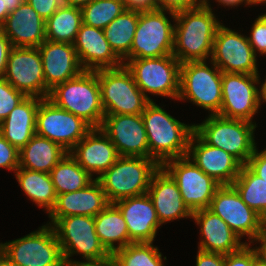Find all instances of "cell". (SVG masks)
<instances>
[{
  "mask_svg": "<svg viewBox=\"0 0 266 266\" xmlns=\"http://www.w3.org/2000/svg\"><path fill=\"white\" fill-rule=\"evenodd\" d=\"M210 2L205 0L201 7L175 13L172 54L180 63L211 59L221 21L216 18Z\"/></svg>",
  "mask_w": 266,
  "mask_h": 266,
  "instance_id": "cell-1",
  "label": "cell"
},
{
  "mask_svg": "<svg viewBox=\"0 0 266 266\" xmlns=\"http://www.w3.org/2000/svg\"><path fill=\"white\" fill-rule=\"evenodd\" d=\"M141 115L147 133L149 158L162 166L168 160L187 156L194 123L180 122L154 101Z\"/></svg>",
  "mask_w": 266,
  "mask_h": 266,
  "instance_id": "cell-2",
  "label": "cell"
},
{
  "mask_svg": "<svg viewBox=\"0 0 266 266\" xmlns=\"http://www.w3.org/2000/svg\"><path fill=\"white\" fill-rule=\"evenodd\" d=\"M48 99L58 107L82 118L92 128H100L105 116L97 70H84L77 77L56 85Z\"/></svg>",
  "mask_w": 266,
  "mask_h": 266,
  "instance_id": "cell-3",
  "label": "cell"
},
{
  "mask_svg": "<svg viewBox=\"0 0 266 266\" xmlns=\"http://www.w3.org/2000/svg\"><path fill=\"white\" fill-rule=\"evenodd\" d=\"M257 124L227 119L219 115H207L201 123H194V131L209 145L223 149L234 156L242 165L257 148L255 131Z\"/></svg>",
  "mask_w": 266,
  "mask_h": 266,
  "instance_id": "cell-4",
  "label": "cell"
},
{
  "mask_svg": "<svg viewBox=\"0 0 266 266\" xmlns=\"http://www.w3.org/2000/svg\"><path fill=\"white\" fill-rule=\"evenodd\" d=\"M160 165L152 158L120 156L97 180L109 203L148 192Z\"/></svg>",
  "mask_w": 266,
  "mask_h": 266,
  "instance_id": "cell-5",
  "label": "cell"
},
{
  "mask_svg": "<svg viewBox=\"0 0 266 266\" xmlns=\"http://www.w3.org/2000/svg\"><path fill=\"white\" fill-rule=\"evenodd\" d=\"M177 100H187L206 109L208 115H218L222 103V71L211 60L208 64L207 60L181 63Z\"/></svg>",
  "mask_w": 266,
  "mask_h": 266,
  "instance_id": "cell-6",
  "label": "cell"
},
{
  "mask_svg": "<svg viewBox=\"0 0 266 266\" xmlns=\"http://www.w3.org/2000/svg\"><path fill=\"white\" fill-rule=\"evenodd\" d=\"M124 65L131 72L134 81L143 94L171 98L177 101L180 91L181 63L172 54L158 58H134Z\"/></svg>",
  "mask_w": 266,
  "mask_h": 266,
  "instance_id": "cell-7",
  "label": "cell"
},
{
  "mask_svg": "<svg viewBox=\"0 0 266 266\" xmlns=\"http://www.w3.org/2000/svg\"><path fill=\"white\" fill-rule=\"evenodd\" d=\"M97 76L105 114L139 115L151 102L138 88L125 65L99 69Z\"/></svg>",
  "mask_w": 266,
  "mask_h": 266,
  "instance_id": "cell-8",
  "label": "cell"
},
{
  "mask_svg": "<svg viewBox=\"0 0 266 266\" xmlns=\"http://www.w3.org/2000/svg\"><path fill=\"white\" fill-rule=\"evenodd\" d=\"M52 227L61 246L65 262H73L72 257L78 254L83 257L84 262L111 258V254L97 236L94 217L85 215L63 217L59 218Z\"/></svg>",
  "mask_w": 266,
  "mask_h": 266,
  "instance_id": "cell-9",
  "label": "cell"
},
{
  "mask_svg": "<svg viewBox=\"0 0 266 266\" xmlns=\"http://www.w3.org/2000/svg\"><path fill=\"white\" fill-rule=\"evenodd\" d=\"M174 22L175 13L171 11L162 9L140 11L131 45L130 60L172 55Z\"/></svg>",
  "mask_w": 266,
  "mask_h": 266,
  "instance_id": "cell-10",
  "label": "cell"
},
{
  "mask_svg": "<svg viewBox=\"0 0 266 266\" xmlns=\"http://www.w3.org/2000/svg\"><path fill=\"white\" fill-rule=\"evenodd\" d=\"M0 251L19 266H64L54 228L45 224L29 234L0 243Z\"/></svg>",
  "mask_w": 266,
  "mask_h": 266,
  "instance_id": "cell-11",
  "label": "cell"
},
{
  "mask_svg": "<svg viewBox=\"0 0 266 266\" xmlns=\"http://www.w3.org/2000/svg\"><path fill=\"white\" fill-rule=\"evenodd\" d=\"M92 127L82 118L43 98L36 115V134L59 144L69 152Z\"/></svg>",
  "mask_w": 266,
  "mask_h": 266,
  "instance_id": "cell-12",
  "label": "cell"
},
{
  "mask_svg": "<svg viewBox=\"0 0 266 266\" xmlns=\"http://www.w3.org/2000/svg\"><path fill=\"white\" fill-rule=\"evenodd\" d=\"M162 167L176 181L183 202L191 212L208 208L221 186L188 156L168 160Z\"/></svg>",
  "mask_w": 266,
  "mask_h": 266,
  "instance_id": "cell-13",
  "label": "cell"
},
{
  "mask_svg": "<svg viewBox=\"0 0 266 266\" xmlns=\"http://www.w3.org/2000/svg\"><path fill=\"white\" fill-rule=\"evenodd\" d=\"M3 78L26 97L43 99L49 96L38 47H12Z\"/></svg>",
  "mask_w": 266,
  "mask_h": 266,
  "instance_id": "cell-14",
  "label": "cell"
},
{
  "mask_svg": "<svg viewBox=\"0 0 266 266\" xmlns=\"http://www.w3.org/2000/svg\"><path fill=\"white\" fill-rule=\"evenodd\" d=\"M257 57L246 35L219 25L210 60L222 72L258 75Z\"/></svg>",
  "mask_w": 266,
  "mask_h": 266,
  "instance_id": "cell-15",
  "label": "cell"
},
{
  "mask_svg": "<svg viewBox=\"0 0 266 266\" xmlns=\"http://www.w3.org/2000/svg\"><path fill=\"white\" fill-rule=\"evenodd\" d=\"M222 218L242 239L250 243L266 226V221L250 208L232 185H221L215 192L208 207Z\"/></svg>",
  "mask_w": 266,
  "mask_h": 266,
  "instance_id": "cell-16",
  "label": "cell"
},
{
  "mask_svg": "<svg viewBox=\"0 0 266 266\" xmlns=\"http://www.w3.org/2000/svg\"><path fill=\"white\" fill-rule=\"evenodd\" d=\"M258 76L222 72V103L219 116L252 123L259 106Z\"/></svg>",
  "mask_w": 266,
  "mask_h": 266,
  "instance_id": "cell-17",
  "label": "cell"
},
{
  "mask_svg": "<svg viewBox=\"0 0 266 266\" xmlns=\"http://www.w3.org/2000/svg\"><path fill=\"white\" fill-rule=\"evenodd\" d=\"M100 128L115 145L119 156L149 158L147 133L141 114H105Z\"/></svg>",
  "mask_w": 266,
  "mask_h": 266,
  "instance_id": "cell-18",
  "label": "cell"
},
{
  "mask_svg": "<svg viewBox=\"0 0 266 266\" xmlns=\"http://www.w3.org/2000/svg\"><path fill=\"white\" fill-rule=\"evenodd\" d=\"M187 156L220 185H231L242 167L234 156L207 144L195 131L189 141Z\"/></svg>",
  "mask_w": 266,
  "mask_h": 266,
  "instance_id": "cell-19",
  "label": "cell"
},
{
  "mask_svg": "<svg viewBox=\"0 0 266 266\" xmlns=\"http://www.w3.org/2000/svg\"><path fill=\"white\" fill-rule=\"evenodd\" d=\"M69 153L92 177L98 174L96 179L120 157L115 145L101 128H92Z\"/></svg>",
  "mask_w": 266,
  "mask_h": 266,
  "instance_id": "cell-20",
  "label": "cell"
},
{
  "mask_svg": "<svg viewBox=\"0 0 266 266\" xmlns=\"http://www.w3.org/2000/svg\"><path fill=\"white\" fill-rule=\"evenodd\" d=\"M38 49L42 57L45 84L49 90L84 71L71 43L45 40Z\"/></svg>",
  "mask_w": 266,
  "mask_h": 266,
  "instance_id": "cell-21",
  "label": "cell"
},
{
  "mask_svg": "<svg viewBox=\"0 0 266 266\" xmlns=\"http://www.w3.org/2000/svg\"><path fill=\"white\" fill-rule=\"evenodd\" d=\"M73 45L84 70L96 71L124 65L114 53L102 29L82 24Z\"/></svg>",
  "mask_w": 266,
  "mask_h": 266,
  "instance_id": "cell-22",
  "label": "cell"
},
{
  "mask_svg": "<svg viewBox=\"0 0 266 266\" xmlns=\"http://www.w3.org/2000/svg\"><path fill=\"white\" fill-rule=\"evenodd\" d=\"M192 220L200 228L198 249L227 255L238 251L247 241L242 239L218 215L208 208L192 212Z\"/></svg>",
  "mask_w": 266,
  "mask_h": 266,
  "instance_id": "cell-23",
  "label": "cell"
},
{
  "mask_svg": "<svg viewBox=\"0 0 266 266\" xmlns=\"http://www.w3.org/2000/svg\"><path fill=\"white\" fill-rule=\"evenodd\" d=\"M127 223L129 238L134 242H154L160 221L148 193L114 203Z\"/></svg>",
  "mask_w": 266,
  "mask_h": 266,
  "instance_id": "cell-24",
  "label": "cell"
},
{
  "mask_svg": "<svg viewBox=\"0 0 266 266\" xmlns=\"http://www.w3.org/2000/svg\"><path fill=\"white\" fill-rule=\"evenodd\" d=\"M147 193L161 225L181 218H192V212L184 204L176 181L162 166L152 176Z\"/></svg>",
  "mask_w": 266,
  "mask_h": 266,
  "instance_id": "cell-25",
  "label": "cell"
},
{
  "mask_svg": "<svg viewBox=\"0 0 266 266\" xmlns=\"http://www.w3.org/2000/svg\"><path fill=\"white\" fill-rule=\"evenodd\" d=\"M109 204L100 182L95 179L81 190L57 195L55 206L47 216L50 218L47 224L52 226L59 218L72 215L95 217Z\"/></svg>",
  "mask_w": 266,
  "mask_h": 266,
  "instance_id": "cell-26",
  "label": "cell"
},
{
  "mask_svg": "<svg viewBox=\"0 0 266 266\" xmlns=\"http://www.w3.org/2000/svg\"><path fill=\"white\" fill-rule=\"evenodd\" d=\"M45 23L26 2L9 13L0 28L12 47H39L46 40Z\"/></svg>",
  "mask_w": 266,
  "mask_h": 266,
  "instance_id": "cell-27",
  "label": "cell"
},
{
  "mask_svg": "<svg viewBox=\"0 0 266 266\" xmlns=\"http://www.w3.org/2000/svg\"><path fill=\"white\" fill-rule=\"evenodd\" d=\"M41 98L26 97L0 122V133L18 150L36 134V115Z\"/></svg>",
  "mask_w": 266,
  "mask_h": 266,
  "instance_id": "cell-28",
  "label": "cell"
},
{
  "mask_svg": "<svg viewBox=\"0 0 266 266\" xmlns=\"http://www.w3.org/2000/svg\"><path fill=\"white\" fill-rule=\"evenodd\" d=\"M67 153L59 144L35 134L19 150V167L33 171L50 173L52 168Z\"/></svg>",
  "mask_w": 266,
  "mask_h": 266,
  "instance_id": "cell-29",
  "label": "cell"
},
{
  "mask_svg": "<svg viewBox=\"0 0 266 266\" xmlns=\"http://www.w3.org/2000/svg\"><path fill=\"white\" fill-rule=\"evenodd\" d=\"M95 231L100 242L112 255L119 249L134 243L128 235L127 223L119 208L110 203L94 217Z\"/></svg>",
  "mask_w": 266,
  "mask_h": 266,
  "instance_id": "cell-30",
  "label": "cell"
},
{
  "mask_svg": "<svg viewBox=\"0 0 266 266\" xmlns=\"http://www.w3.org/2000/svg\"><path fill=\"white\" fill-rule=\"evenodd\" d=\"M14 174L20 188L28 199L49 214L57 199L50 174L21 167H18Z\"/></svg>",
  "mask_w": 266,
  "mask_h": 266,
  "instance_id": "cell-31",
  "label": "cell"
},
{
  "mask_svg": "<svg viewBox=\"0 0 266 266\" xmlns=\"http://www.w3.org/2000/svg\"><path fill=\"white\" fill-rule=\"evenodd\" d=\"M140 10L126 9L103 30L114 53L124 62L130 60V50Z\"/></svg>",
  "mask_w": 266,
  "mask_h": 266,
  "instance_id": "cell-32",
  "label": "cell"
},
{
  "mask_svg": "<svg viewBox=\"0 0 266 266\" xmlns=\"http://www.w3.org/2000/svg\"><path fill=\"white\" fill-rule=\"evenodd\" d=\"M57 195L81 190L92 183L93 178L67 152L49 173Z\"/></svg>",
  "mask_w": 266,
  "mask_h": 266,
  "instance_id": "cell-33",
  "label": "cell"
},
{
  "mask_svg": "<svg viewBox=\"0 0 266 266\" xmlns=\"http://www.w3.org/2000/svg\"><path fill=\"white\" fill-rule=\"evenodd\" d=\"M82 24L81 8L61 5L46 20V40L73 44Z\"/></svg>",
  "mask_w": 266,
  "mask_h": 266,
  "instance_id": "cell-34",
  "label": "cell"
},
{
  "mask_svg": "<svg viewBox=\"0 0 266 266\" xmlns=\"http://www.w3.org/2000/svg\"><path fill=\"white\" fill-rule=\"evenodd\" d=\"M241 199L266 221V182L242 165L237 178L231 184Z\"/></svg>",
  "mask_w": 266,
  "mask_h": 266,
  "instance_id": "cell-35",
  "label": "cell"
},
{
  "mask_svg": "<svg viewBox=\"0 0 266 266\" xmlns=\"http://www.w3.org/2000/svg\"><path fill=\"white\" fill-rule=\"evenodd\" d=\"M153 242H136L114 252L115 266H165L166 256ZM164 257V258H163ZM164 259V260H163Z\"/></svg>",
  "mask_w": 266,
  "mask_h": 266,
  "instance_id": "cell-36",
  "label": "cell"
},
{
  "mask_svg": "<svg viewBox=\"0 0 266 266\" xmlns=\"http://www.w3.org/2000/svg\"><path fill=\"white\" fill-rule=\"evenodd\" d=\"M126 9L124 0H93L81 8L83 24L104 30Z\"/></svg>",
  "mask_w": 266,
  "mask_h": 266,
  "instance_id": "cell-37",
  "label": "cell"
},
{
  "mask_svg": "<svg viewBox=\"0 0 266 266\" xmlns=\"http://www.w3.org/2000/svg\"><path fill=\"white\" fill-rule=\"evenodd\" d=\"M26 96L15 89L6 79L0 78V122H2L9 113L22 101Z\"/></svg>",
  "mask_w": 266,
  "mask_h": 266,
  "instance_id": "cell-38",
  "label": "cell"
},
{
  "mask_svg": "<svg viewBox=\"0 0 266 266\" xmlns=\"http://www.w3.org/2000/svg\"><path fill=\"white\" fill-rule=\"evenodd\" d=\"M247 38L256 56L257 53L259 56L266 55V24L259 17L252 24Z\"/></svg>",
  "mask_w": 266,
  "mask_h": 266,
  "instance_id": "cell-39",
  "label": "cell"
},
{
  "mask_svg": "<svg viewBox=\"0 0 266 266\" xmlns=\"http://www.w3.org/2000/svg\"><path fill=\"white\" fill-rule=\"evenodd\" d=\"M19 167V150L12 146L0 133V168L16 171Z\"/></svg>",
  "mask_w": 266,
  "mask_h": 266,
  "instance_id": "cell-40",
  "label": "cell"
},
{
  "mask_svg": "<svg viewBox=\"0 0 266 266\" xmlns=\"http://www.w3.org/2000/svg\"><path fill=\"white\" fill-rule=\"evenodd\" d=\"M205 4V0H156V9L174 13L195 9Z\"/></svg>",
  "mask_w": 266,
  "mask_h": 266,
  "instance_id": "cell-41",
  "label": "cell"
},
{
  "mask_svg": "<svg viewBox=\"0 0 266 266\" xmlns=\"http://www.w3.org/2000/svg\"><path fill=\"white\" fill-rule=\"evenodd\" d=\"M224 266H252V246L246 243L238 251L225 255Z\"/></svg>",
  "mask_w": 266,
  "mask_h": 266,
  "instance_id": "cell-42",
  "label": "cell"
},
{
  "mask_svg": "<svg viewBox=\"0 0 266 266\" xmlns=\"http://www.w3.org/2000/svg\"><path fill=\"white\" fill-rule=\"evenodd\" d=\"M246 166L266 182V148L260 151L256 148Z\"/></svg>",
  "mask_w": 266,
  "mask_h": 266,
  "instance_id": "cell-43",
  "label": "cell"
},
{
  "mask_svg": "<svg viewBox=\"0 0 266 266\" xmlns=\"http://www.w3.org/2000/svg\"><path fill=\"white\" fill-rule=\"evenodd\" d=\"M27 2L45 21L62 5L61 0H27Z\"/></svg>",
  "mask_w": 266,
  "mask_h": 266,
  "instance_id": "cell-44",
  "label": "cell"
},
{
  "mask_svg": "<svg viewBox=\"0 0 266 266\" xmlns=\"http://www.w3.org/2000/svg\"><path fill=\"white\" fill-rule=\"evenodd\" d=\"M225 255L198 249L195 266H224Z\"/></svg>",
  "mask_w": 266,
  "mask_h": 266,
  "instance_id": "cell-45",
  "label": "cell"
},
{
  "mask_svg": "<svg viewBox=\"0 0 266 266\" xmlns=\"http://www.w3.org/2000/svg\"><path fill=\"white\" fill-rule=\"evenodd\" d=\"M11 48L12 46L10 41L0 29V78L4 77L6 70V62Z\"/></svg>",
  "mask_w": 266,
  "mask_h": 266,
  "instance_id": "cell-46",
  "label": "cell"
},
{
  "mask_svg": "<svg viewBox=\"0 0 266 266\" xmlns=\"http://www.w3.org/2000/svg\"><path fill=\"white\" fill-rule=\"evenodd\" d=\"M256 243L259 244L258 247ZM249 244H253L256 257L266 263V226Z\"/></svg>",
  "mask_w": 266,
  "mask_h": 266,
  "instance_id": "cell-47",
  "label": "cell"
},
{
  "mask_svg": "<svg viewBox=\"0 0 266 266\" xmlns=\"http://www.w3.org/2000/svg\"><path fill=\"white\" fill-rule=\"evenodd\" d=\"M127 9L150 10L156 9V0H124Z\"/></svg>",
  "mask_w": 266,
  "mask_h": 266,
  "instance_id": "cell-48",
  "label": "cell"
},
{
  "mask_svg": "<svg viewBox=\"0 0 266 266\" xmlns=\"http://www.w3.org/2000/svg\"><path fill=\"white\" fill-rule=\"evenodd\" d=\"M64 266H115L112 257L102 261L84 262L80 260H73V262H65Z\"/></svg>",
  "mask_w": 266,
  "mask_h": 266,
  "instance_id": "cell-49",
  "label": "cell"
},
{
  "mask_svg": "<svg viewBox=\"0 0 266 266\" xmlns=\"http://www.w3.org/2000/svg\"><path fill=\"white\" fill-rule=\"evenodd\" d=\"M258 84L261 85L258 87V94H259V106L261 104L266 103V76L263 82H261V77L258 74Z\"/></svg>",
  "mask_w": 266,
  "mask_h": 266,
  "instance_id": "cell-50",
  "label": "cell"
},
{
  "mask_svg": "<svg viewBox=\"0 0 266 266\" xmlns=\"http://www.w3.org/2000/svg\"><path fill=\"white\" fill-rule=\"evenodd\" d=\"M216 2H218L219 4L218 5H222V6H224V7H229V8H235V7H239V5L241 6V4H242V6L244 5V6H248V7H250L248 4H247V2H246V0H215ZM235 6V7H234Z\"/></svg>",
  "mask_w": 266,
  "mask_h": 266,
  "instance_id": "cell-51",
  "label": "cell"
},
{
  "mask_svg": "<svg viewBox=\"0 0 266 266\" xmlns=\"http://www.w3.org/2000/svg\"><path fill=\"white\" fill-rule=\"evenodd\" d=\"M4 8H7L8 13L14 11L21 4H25L27 0H3Z\"/></svg>",
  "mask_w": 266,
  "mask_h": 266,
  "instance_id": "cell-52",
  "label": "cell"
},
{
  "mask_svg": "<svg viewBox=\"0 0 266 266\" xmlns=\"http://www.w3.org/2000/svg\"><path fill=\"white\" fill-rule=\"evenodd\" d=\"M62 5L82 8L92 2L93 0H61Z\"/></svg>",
  "mask_w": 266,
  "mask_h": 266,
  "instance_id": "cell-53",
  "label": "cell"
},
{
  "mask_svg": "<svg viewBox=\"0 0 266 266\" xmlns=\"http://www.w3.org/2000/svg\"><path fill=\"white\" fill-rule=\"evenodd\" d=\"M9 15L7 8H4L3 0H0V27L6 21L7 16Z\"/></svg>",
  "mask_w": 266,
  "mask_h": 266,
  "instance_id": "cell-54",
  "label": "cell"
},
{
  "mask_svg": "<svg viewBox=\"0 0 266 266\" xmlns=\"http://www.w3.org/2000/svg\"><path fill=\"white\" fill-rule=\"evenodd\" d=\"M0 266H19L9 260L1 251H0Z\"/></svg>",
  "mask_w": 266,
  "mask_h": 266,
  "instance_id": "cell-55",
  "label": "cell"
},
{
  "mask_svg": "<svg viewBox=\"0 0 266 266\" xmlns=\"http://www.w3.org/2000/svg\"><path fill=\"white\" fill-rule=\"evenodd\" d=\"M252 266H266V263L256 257L255 251L252 248Z\"/></svg>",
  "mask_w": 266,
  "mask_h": 266,
  "instance_id": "cell-56",
  "label": "cell"
},
{
  "mask_svg": "<svg viewBox=\"0 0 266 266\" xmlns=\"http://www.w3.org/2000/svg\"><path fill=\"white\" fill-rule=\"evenodd\" d=\"M247 4L249 6H255V5H259V4H265L266 5V0H246Z\"/></svg>",
  "mask_w": 266,
  "mask_h": 266,
  "instance_id": "cell-57",
  "label": "cell"
},
{
  "mask_svg": "<svg viewBox=\"0 0 266 266\" xmlns=\"http://www.w3.org/2000/svg\"><path fill=\"white\" fill-rule=\"evenodd\" d=\"M258 17L266 24V12L258 15Z\"/></svg>",
  "mask_w": 266,
  "mask_h": 266,
  "instance_id": "cell-58",
  "label": "cell"
}]
</instances>
